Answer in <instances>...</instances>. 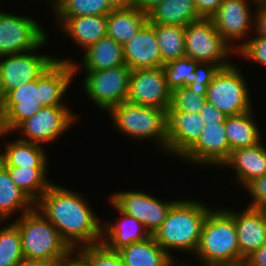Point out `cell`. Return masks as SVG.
<instances>
[{
  "label": "cell",
  "mask_w": 266,
  "mask_h": 266,
  "mask_svg": "<svg viewBox=\"0 0 266 266\" xmlns=\"http://www.w3.org/2000/svg\"><path fill=\"white\" fill-rule=\"evenodd\" d=\"M83 54L80 63L71 60V58L56 57V59L72 62L75 68V74H78L80 70L91 72L125 65L123 46L109 36L100 38L95 44L86 49Z\"/></svg>",
  "instance_id": "cell-22"
},
{
  "label": "cell",
  "mask_w": 266,
  "mask_h": 266,
  "mask_svg": "<svg viewBox=\"0 0 266 266\" xmlns=\"http://www.w3.org/2000/svg\"><path fill=\"white\" fill-rule=\"evenodd\" d=\"M193 257L200 266H241L234 217L226 209L208 212Z\"/></svg>",
  "instance_id": "cell-3"
},
{
  "label": "cell",
  "mask_w": 266,
  "mask_h": 266,
  "mask_svg": "<svg viewBox=\"0 0 266 266\" xmlns=\"http://www.w3.org/2000/svg\"><path fill=\"white\" fill-rule=\"evenodd\" d=\"M231 153L225 123L205 124L197 142L179 159L200 166L222 167ZM216 166V167H215Z\"/></svg>",
  "instance_id": "cell-15"
},
{
  "label": "cell",
  "mask_w": 266,
  "mask_h": 266,
  "mask_svg": "<svg viewBox=\"0 0 266 266\" xmlns=\"http://www.w3.org/2000/svg\"><path fill=\"white\" fill-rule=\"evenodd\" d=\"M131 69L125 64L116 68L85 72L83 89L88 99L101 110L125 102L129 92Z\"/></svg>",
  "instance_id": "cell-8"
},
{
  "label": "cell",
  "mask_w": 266,
  "mask_h": 266,
  "mask_svg": "<svg viewBox=\"0 0 266 266\" xmlns=\"http://www.w3.org/2000/svg\"><path fill=\"white\" fill-rule=\"evenodd\" d=\"M243 266H266V243L248 256Z\"/></svg>",
  "instance_id": "cell-44"
},
{
  "label": "cell",
  "mask_w": 266,
  "mask_h": 266,
  "mask_svg": "<svg viewBox=\"0 0 266 266\" xmlns=\"http://www.w3.org/2000/svg\"><path fill=\"white\" fill-rule=\"evenodd\" d=\"M155 29L162 66L170 61L185 57V27L151 24Z\"/></svg>",
  "instance_id": "cell-32"
},
{
  "label": "cell",
  "mask_w": 266,
  "mask_h": 266,
  "mask_svg": "<svg viewBox=\"0 0 266 266\" xmlns=\"http://www.w3.org/2000/svg\"><path fill=\"white\" fill-rule=\"evenodd\" d=\"M255 1L256 3H259V2H266V0H253Z\"/></svg>",
  "instance_id": "cell-52"
},
{
  "label": "cell",
  "mask_w": 266,
  "mask_h": 266,
  "mask_svg": "<svg viewBox=\"0 0 266 266\" xmlns=\"http://www.w3.org/2000/svg\"><path fill=\"white\" fill-rule=\"evenodd\" d=\"M5 106L7 115L3 123V132L14 134V130L22 122L43 108L38 101L37 79L10 91L5 96Z\"/></svg>",
  "instance_id": "cell-21"
},
{
  "label": "cell",
  "mask_w": 266,
  "mask_h": 266,
  "mask_svg": "<svg viewBox=\"0 0 266 266\" xmlns=\"http://www.w3.org/2000/svg\"><path fill=\"white\" fill-rule=\"evenodd\" d=\"M248 82L236 63L219 70L207 88L206 99L226 116L253 110Z\"/></svg>",
  "instance_id": "cell-6"
},
{
  "label": "cell",
  "mask_w": 266,
  "mask_h": 266,
  "mask_svg": "<svg viewBox=\"0 0 266 266\" xmlns=\"http://www.w3.org/2000/svg\"><path fill=\"white\" fill-rule=\"evenodd\" d=\"M147 22V14L134 6L113 9L107 14V36L123 46Z\"/></svg>",
  "instance_id": "cell-29"
},
{
  "label": "cell",
  "mask_w": 266,
  "mask_h": 266,
  "mask_svg": "<svg viewBox=\"0 0 266 266\" xmlns=\"http://www.w3.org/2000/svg\"><path fill=\"white\" fill-rule=\"evenodd\" d=\"M212 208L201 200L179 199L152 236L175 261L172 250L193 255L200 241L204 220Z\"/></svg>",
  "instance_id": "cell-2"
},
{
  "label": "cell",
  "mask_w": 266,
  "mask_h": 266,
  "mask_svg": "<svg viewBox=\"0 0 266 266\" xmlns=\"http://www.w3.org/2000/svg\"><path fill=\"white\" fill-rule=\"evenodd\" d=\"M53 183L35 202V208L59 231L73 250L102 242L101 218L80 193Z\"/></svg>",
  "instance_id": "cell-1"
},
{
  "label": "cell",
  "mask_w": 266,
  "mask_h": 266,
  "mask_svg": "<svg viewBox=\"0 0 266 266\" xmlns=\"http://www.w3.org/2000/svg\"><path fill=\"white\" fill-rule=\"evenodd\" d=\"M199 115L205 124L225 123L226 115L218 110L212 103L206 101Z\"/></svg>",
  "instance_id": "cell-41"
},
{
  "label": "cell",
  "mask_w": 266,
  "mask_h": 266,
  "mask_svg": "<svg viewBox=\"0 0 266 266\" xmlns=\"http://www.w3.org/2000/svg\"><path fill=\"white\" fill-rule=\"evenodd\" d=\"M125 266H172L175 261L151 235L118 250Z\"/></svg>",
  "instance_id": "cell-26"
},
{
  "label": "cell",
  "mask_w": 266,
  "mask_h": 266,
  "mask_svg": "<svg viewBox=\"0 0 266 266\" xmlns=\"http://www.w3.org/2000/svg\"><path fill=\"white\" fill-rule=\"evenodd\" d=\"M176 263L177 262H175L172 266H187L184 261L182 263H179V264L178 263L176 264Z\"/></svg>",
  "instance_id": "cell-51"
},
{
  "label": "cell",
  "mask_w": 266,
  "mask_h": 266,
  "mask_svg": "<svg viewBox=\"0 0 266 266\" xmlns=\"http://www.w3.org/2000/svg\"><path fill=\"white\" fill-rule=\"evenodd\" d=\"M120 217L102 223V244L109 250L118 251L124 246L143 241L151 235L145 226L133 216L122 212L109 198L107 199Z\"/></svg>",
  "instance_id": "cell-20"
},
{
  "label": "cell",
  "mask_w": 266,
  "mask_h": 266,
  "mask_svg": "<svg viewBox=\"0 0 266 266\" xmlns=\"http://www.w3.org/2000/svg\"><path fill=\"white\" fill-rule=\"evenodd\" d=\"M107 113L118 132L129 140H151L162 154H166L167 112L154 107H146L129 101L112 107ZM153 140V141H152Z\"/></svg>",
  "instance_id": "cell-5"
},
{
  "label": "cell",
  "mask_w": 266,
  "mask_h": 266,
  "mask_svg": "<svg viewBox=\"0 0 266 266\" xmlns=\"http://www.w3.org/2000/svg\"><path fill=\"white\" fill-rule=\"evenodd\" d=\"M243 188L251 197L248 207L259 209L266 207V174L251 180Z\"/></svg>",
  "instance_id": "cell-40"
},
{
  "label": "cell",
  "mask_w": 266,
  "mask_h": 266,
  "mask_svg": "<svg viewBox=\"0 0 266 266\" xmlns=\"http://www.w3.org/2000/svg\"><path fill=\"white\" fill-rule=\"evenodd\" d=\"M7 115L6 106H5V95L0 87V132L3 131V123Z\"/></svg>",
  "instance_id": "cell-47"
},
{
  "label": "cell",
  "mask_w": 266,
  "mask_h": 266,
  "mask_svg": "<svg viewBox=\"0 0 266 266\" xmlns=\"http://www.w3.org/2000/svg\"><path fill=\"white\" fill-rule=\"evenodd\" d=\"M30 1H35V3H36V1L38 2V1H45L46 2V4L48 5H50V7H52L56 2H57V0H30ZM50 1H51V3H50Z\"/></svg>",
  "instance_id": "cell-50"
},
{
  "label": "cell",
  "mask_w": 266,
  "mask_h": 266,
  "mask_svg": "<svg viewBox=\"0 0 266 266\" xmlns=\"http://www.w3.org/2000/svg\"><path fill=\"white\" fill-rule=\"evenodd\" d=\"M7 223L0 227V266H18L24 259L20 231L12 221Z\"/></svg>",
  "instance_id": "cell-34"
},
{
  "label": "cell",
  "mask_w": 266,
  "mask_h": 266,
  "mask_svg": "<svg viewBox=\"0 0 266 266\" xmlns=\"http://www.w3.org/2000/svg\"><path fill=\"white\" fill-rule=\"evenodd\" d=\"M68 106L47 107L33 114L29 119L22 122L14 132L20 140L39 144L53 143L61 135L69 131L76 122L77 115Z\"/></svg>",
  "instance_id": "cell-10"
},
{
  "label": "cell",
  "mask_w": 266,
  "mask_h": 266,
  "mask_svg": "<svg viewBox=\"0 0 266 266\" xmlns=\"http://www.w3.org/2000/svg\"><path fill=\"white\" fill-rule=\"evenodd\" d=\"M226 210L234 217L242 266L248 256L266 243V215L263 209L248 206L240 212Z\"/></svg>",
  "instance_id": "cell-18"
},
{
  "label": "cell",
  "mask_w": 266,
  "mask_h": 266,
  "mask_svg": "<svg viewBox=\"0 0 266 266\" xmlns=\"http://www.w3.org/2000/svg\"><path fill=\"white\" fill-rule=\"evenodd\" d=\"M57 18V19H56ZM58 30L84 52L100 38L107 36V15L55 17Z\"/></svg>",
  "instance_id": "cell-23"
},
{
  "label": "cell",
  "mask_w": 266,
  "mask_h": 266,
  "mask_svg": "<svg viewBox=\"0 0 266 266\" xmlns=\"http://www.w3.org/2000/svg\"><path fill=\"white\" fill-rule=\"evenodd\" d=\"M253 111L255 110L226 117L225 130L231 151L246 146H254L263 141L261 129L257 120L255 122Z\"/></svg>",
  "instance_id": "cell-30"
},
{
  "label": "cell",
  "mask_w": 266,
  "mask_h": 266,
  "mask_svg": "<svg viewBox=\"0 0 266 266\" xmlns=\"http://www.w3.org/2000/svg\"><path fill=\"white\" fill-rule=\"evenodd\" d=\"M47 42L48 37L30 51L0 56V87L5 96L19 86L36 80L57 60L47 53H37L38 49L45 47Z\"/></svg>",
  "instance_id": "cell-9"
},
{
  "label": "cell",
  "mask_w": 266,
  "mask_h": 266,
  "mask_svg": "<svg viewBox=\"0 0 266 266\" xmlns=\"http://www.w3.org/2000/svg\"><path fill=\"white\" fill-rule=\"evenodd\" d=\"M12 222L20 231L24 258L65 261L74 254L57 228L36 208Z\"/></svg>",
  "instance_id": "cell-4"
},
{
  "label": "cell",
  "mask_w": 266,
  "mask_h": 266,
  "mask_svg": "<svg viewBox=\"0 0 266 266\" xmlns=\"http://www.w3.org/2000/svg\"><path fill=\"white\" fill-rule=\"evenodd\" d=\"M11 179L35 203L54 183L47 178L48 168L6 167ZM49 179V180H48Z\"/></svg>",
  "instance_id": "cell-31"
},
{
  "label": "cell",
  "mask_w": 266,
  "mask_h": 266,
  "mask_svg": "<svg viewBox=\"0 0 266 266\" xmlns=\"http://www.w3.org/2000/svg\"><path fill=\"white\" fill-rule=\"evenodd\" d=\"M171 94L162 67L131 71L126 101L167 112L171 104Z\"/></svg>",
  "instance_id": "cell-14"
},
{
  "label": "cell",
  "mask_w": 266,
  "mask_h": 266,
  "mask_svg": "<svg viewBox=\"0 0 266 266\" xmlns=\"http://www.w3.org/2000/svg\"><path fill=\"white\" fill-rule=\"evenodd\" d=\"M72 62L56 60L37 78L38 101L42 106H68L64 99L76 78Z\"/></svg>",
  "instance_id": "cell-17"
},
{
  "label": "cell",
  "mask_w": 266,
  "mask_h": 266,
  "mask_svg": "<svg viewBox=\"0 0 266 266\" xmlns=\"http://www.w3.org/2000/svg\"><path fill=\"white\" fill-rule=\"evenodd\" d=\"M221 168L235 171V183L244 187L251 180L266 174V146L261 141L254 146L231 151Z\"/></svg>",
  "instance_id": "cell-24"
},
{
  "label": "cell",
  "mask_w": 266,
  "mask_h": 266,
  "mask_svg": "<svg viewBox=\"0 0 266 266\" xmlns=\"http://www.w3.org/2000/svg\"><path fill=\"white\" fill-rule=\"evenodd\" d=\"M74 254L86 266H125L119 252L109 250L102 243L81 247Z\"/></svg>",
  "instance_id": "cell-36"
},
{
  "label": "cell",
  "mask_w": 266,
  "mask_h": 266,
  "mask_svg": "<svg viewBox=\"0 0 266 266\" xmlns=\"http://www.w3.org/2000/svg\"><path fill=\"white\" fill-rule=\"evenodd\" d=\"M237 55L251 62L266 66V37H250L246 44L237 52Z\"/></svg>",
  "instance_id": "cell-39"
},
{
  "label": "cell",
  "mask_w": 266,
  "mask_h": 266,
  "mask_svg": "<svg viewBox=\"0 0 266 266\" xmlns=\"http://www.w3.org/2000/svg\"><path fill=\"white\" fill-rule=\"evenodd\" d=\"M125 64L131 69L162 67V58L154 27L147 22L123 45Z\"/></svg>",
  "instance_id": "cell-19"
},
{
  "label": "cell",
  "mask_w": 266,
  "mask_h": 266,
  "mask_svg": "<svg viewBox=\"0 0 266 266\" xmlns=\"http://www.w3.org/2000/svg\"><path fill=\"white\" fill-rule=\"evenodd\" d=\"M164 0H134L133 6L146 14Z\"/></svg>",
  "instance_id": "cell-46"
},
{
  "label": "cell",
  "mask_w": 266,
  "mask_h": 266,
  "mask_svg": "<svg viewBox=\"0 0 266 266\" xmlns=\"http://www.w3.org/2000/svg\"><path fill=\"white\" fill-rule=\"evenodd\" d=\"M257 4L253 0H223L211 17L215 29L236 52L246 44V37H251Z\"/></svg>",
  "instance_id": "cell-11"
},
{
  "label": "cell",
  "mask_w": 266,
  "mask_h": 266,
  "mask_svg": "<svg viewBox=\"0 0 266 266\" xmlns=\"http://www.w3.org/2000/svg\"><path fill=\"white\" fill-rule=\"evenodd\" d=\"M9 133L0 132V138ZM5 149L0 150V162L5 167L48 168V155L44 146L15 138L4 142Z\"/></svg>",
  "instance_id": "cell-25"
},
{
  "label": "cell",
  "mask_w": 266,
  "mask_h": 266,
  "mask_svg": "<svg viewBox=\"0 0 266 266\" xmlns=\"http://www.w3.org/2000/svg\"><path fill=\"white\" fill-rule=\"evenodd\" d=\"M204 128L205 122L198 113L167 111L166 154L181 158L197 142Z\"/></svg>",
  "instance_id": "cell-16"
},
{
  "label": "cell",
  "mask_w": 266,
  "mask_h": 266,
  "mask_svg": "<svg viewBox=\"0 0 266 266\" xmlns=\"http://www.w3.org/2000/svg\"><path fill=\"white\" fill-rule=\"evenodd\" d=\"M223 0H194L196 9L202 18H211Z\"/></svg>",
  "instance_id": "cell-43"
},
{
  "label": "cell",
  "mask_w": 266,
  "mask_h": 266,
  "mask_svg": "<svg viewBox=\"0 0 266 266\" xmlns=\"http://www.w3.org/2000/svg\"><path fill=\"white\" fill-rule=\"evenodd\" d=\"M255 9L252 35L266 37V2H259Z\"/></svg>",
  "instance_id": "cell-42"
},
{
  "label": "cell",
  "mask_w": 266,
  "mask_h": 266,
  "mask_svg": "<svg viewBox=\"0 0 266 266\" xmlns=\"http://www.w3.org/2000/svg\"><path fill=\"white\" fill-rule=\"evenodd\" d=\"M46 38L45 29L35 19L0 10V56L30 51Z\"/></svg>",
  "instance_id": "cell-13"
},
{
  "label": "cell",
  "mask_w": 266,
  "mask_h": 266,
  "mask_svg": "<svg viewBox=\"0 0 266 266\" xmlns=\"http://www.w3.org/2000/svg\"><path fill=\"white\" fill-rule=\"evenodd\" d=\"M219 67L215 64L199 62L193 76V82L187 87L198 94H207V88Z\"/></svg>",
  "instance_id": "cell-38"
},
{
  "label": "cell",
  "mask_w": 266,
  "mask_h": 266,
  "mask_svg": "<svg viewBox=\"0 0 266 266\" xmlns=\"http://www.w3.org/2000/svg\"><path fill=\"white\" fill-rule=\"evenodd\" d=\"M64 261L24 258L18 266H62Z\"/></svg>",
  "instance_id": "cell-45"
},
{
  "label": "cell",
  "mask_w": 266,
  "mask_h": 266,
  "mask_svg": "<svg viewBox=\"0 0 266 266\" xmlns=\"http://www.w3.org/2000/svg\"><path fill=\"white\" fill-rule=\"evenodd\" d=\"M233 54L237 52L218 33L211 18H202L185 27V55L190 59L224 68L233 63L229 60Z\"/></svg>",
  "instance_id": "cell-7"
},
{
  "label": "cell",
  "mask_w": 266,
  "mask_h": 266,
  "mask_svg": "<svg viewBox=\"0 0 266 266\" xmlns=\"http://www.w3.org/2000/svg\"><path fill=\"white\" fill-rule=\"evenodd\" d=\"M108 198L124 213L141 222L153 235L162 225L171 207L178 201L159 199L144 191H117Z\"/></svg>",
  "instance_id": "cell-12"
},
{
  "label": "cell",
  "mask_w": 266,
  "mask_h": 266,
  "mask_svg": "<svg viewBox=\"0 0 266 266\" xmlns=\"http://www.w3.org/2000/svg\"><path fill=\"white\" fill-rule=\"evenodd\" d=\"M198 63L196 60L185 56L162 66L169 89L173 91L192 83L194 71Z\"/></svg>",
  "instance_id": "cell-35"
},
{
  "label": "cell",
  "mask_w": 266,
  "mask_h": 266,
  "mask_svg": "<svg viewBox=\"0 0 266 266\" xmlns=\"http://www.w3.org/2000/svg\"><path fill=\"white\" fill-rule=\"evenodd\" d=\"M50 9L54 17L107 15L113 10L105 0H57Z\"/></svg>",
  "instance_id": "cell-33"
},
{
  "label": "cell",
  "mask_w": 266,
  "mask_h": 266,
  "mask_svg": "<svg viewBox=\"0 0 266 266\" xmlns=\"http://www.w3.org/2000/svg\"><path fill=\"white\" fill-rule=\"evenodd\" d=\"M113 9L128 8L133 6L134 0H105Z\"/></svg>",
  "instance_id": "cell-48"
},
{
  "label": "cell",
  "mask_w": 266,
  "mask_h": 266,
  "mask_svg": "<svg viewBox=\"0 0 266 266\" xmlns=\"http://www.w3.org/2000/svg\"><path fill=\"white\" fill-rule=\"evenodd\" d=\"M150 24L186 27L202 19L194 0H164L147 13Z\"/></svg>",
  "instance_id": "cell-27"
},
{
  "label": "cell",
  "mask_w": 266,
  "mask_h": 266,
  "mask_svg": "<svg viewBox=\"0 0 266 266\" xmlns=\"http://www.w3.org/2000/svg\"><path fill=\"white\" fill-rule=\"evenodd\" d=\"M206 101V94H198L187 86H184L172 91L171 104L168 111H183L199 114Z\"/></svg>",
  "instance_id": "cell-37"
},
{
  "label": "cell",
  "mask_w": 266,
  "mask_h": 266,
  "mask_svg": "<svg viewBox=\"0 0 266 266\" xmlns=\"http://www.w3.org/2000/svg\"><path fill=\"white\" fill-rule=\"evenodd\" d=\"M62 266H86L75 254L62 263Z\"/></svg>",
  "instance_id": "cell-49"
},
{
  "label": "cell",
  "mask_w": 266,
  "mask_h": 266,
  "mask_svg": "<svg viewBox=\"0 0 266 266\" xmlns=\"http://www.w3.org/2000/svg\"><path fill=\"white\" fill-rule=\"evenodd\" d=\"M263 211H264V213H265V215H266V207L263 208Z\"/></svg>",
  "instance_id": "cell-53"
},
{
  "label": "cell",
  "mask_w": 266,
  "mask_h": 266,
  "mask_svg": "<svg viewBox=\"0 0 266 266\" xmlns=\"http://www.w3.org/2000/svg\"><path fill=\"white\" fill-rule=\"evenodd\" d=\"M34 208L35 203L15 184L7 168L0 162V221L7 222L15 213L23 215Z\"/></svg>",
  "instance_id": "cell-28"
}]
</instances>
